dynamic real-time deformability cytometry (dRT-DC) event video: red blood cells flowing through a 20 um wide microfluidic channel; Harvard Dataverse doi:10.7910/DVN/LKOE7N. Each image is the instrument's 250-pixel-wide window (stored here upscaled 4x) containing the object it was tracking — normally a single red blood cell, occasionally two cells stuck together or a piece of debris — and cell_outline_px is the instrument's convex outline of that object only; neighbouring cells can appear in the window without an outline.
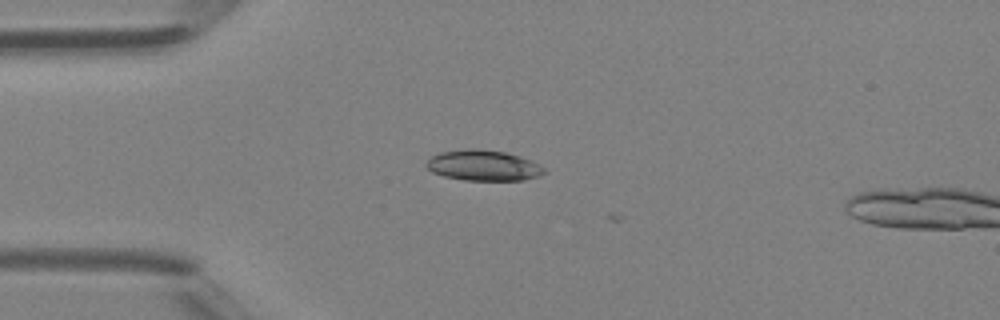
{"species": "Egyptian fruit bat (a non-hibernating species)", "species_latin": "Rousettus aegyptiacus", "temperature_condition": "room temperature", "stored_images_in_passage": 5, "camera_frame_rate_fps": 3000, "um_per_image_px": 0.085, "animal": {"sex": "female"}, "frame": {"image": 1, "passage_image": 1, "time_ms": 0.0, "image_size_px": [1000, 320], "cell_outline_px": [[548, 172], [540, 176], [524, 180], [464, 180], [444, 176], [432, 172], [424, 164], [432, 156], [440, 152], [468, 148], [476, 148], [504, 152], [520, 156], [540, 164]], "centroid_in_image_um": [41.11, 14.06], "position_along_channel_um": 43.9, "area_um2": 21.15}}